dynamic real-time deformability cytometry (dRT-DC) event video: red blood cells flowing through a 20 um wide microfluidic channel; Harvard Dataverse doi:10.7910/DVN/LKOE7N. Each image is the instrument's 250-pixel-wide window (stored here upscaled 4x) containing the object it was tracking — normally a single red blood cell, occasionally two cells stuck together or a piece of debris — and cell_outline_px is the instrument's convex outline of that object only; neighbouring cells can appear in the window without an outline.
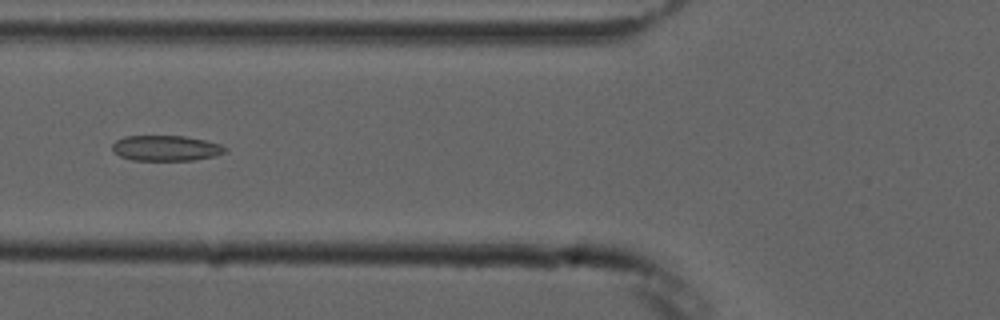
{"species": "common noctule bat (a hibernating species)", "species_latin": "Nyctalus noctula", "temperature_condition": "cold", "stored_images_in_passage": 6, "camera_frame_rate_fps": 3000, "um_per_image_px": 0.085, "animal": {"sex": "male", "forearm_length_mm": 52.5}, "frame": {"image": 1, "passage_image": 6, "time_ms": 6.0, "image_size_px": [1000, 320], "cell_outline_px": [[228, 148], [224, 152], [216, 156], [196, 160], [132, 160], [120, 156], [112, 148], [112, 144], [116, 140], [124, 136], [184, 136], [204, 140], [220, 144]], "centroid_in_image_um": [14.12, 12.59], "position_along_channel_um": 111.7, "area_um2": 16.7}}